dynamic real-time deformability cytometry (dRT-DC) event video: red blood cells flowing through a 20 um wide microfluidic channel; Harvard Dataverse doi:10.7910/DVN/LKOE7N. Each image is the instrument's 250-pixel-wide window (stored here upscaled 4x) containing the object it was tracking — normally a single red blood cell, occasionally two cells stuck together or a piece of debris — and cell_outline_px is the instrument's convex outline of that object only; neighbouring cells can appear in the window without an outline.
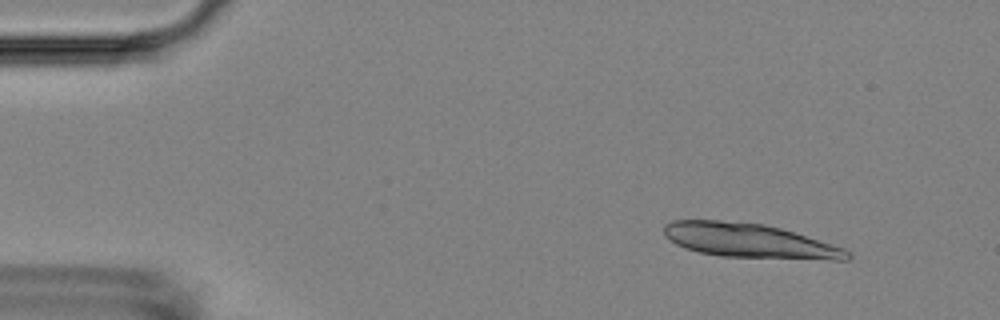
{"species": "Egyptian fruit bat (a non-hibernating species)", "species_latin": "Rousettus aegyptiacus", "temperature_condition": "room temperature", "stored_images_in_passage": 5, "camera_frame_rate_fps": 3000, "um_per_image_px": 0.085, "animal": {"sex": "female"}, "frame": {"image": 1, "passage_image": 2, "time_ms": 1.0, "image_size_px": [1000, 320], "cell_outline_px": [[852, 256], [848, 260], [832, 260], [720, 256], [700, 252], [676, 244], [664, 236], [664, 224], [672, 220], [720, 220], [764, 224], [780, 228], [844, 248], [852, 252]], "centroid_in_image_um": [63.71, 20.46], "position_along_channel_um": 21.3, "area_um2": 36.47}}